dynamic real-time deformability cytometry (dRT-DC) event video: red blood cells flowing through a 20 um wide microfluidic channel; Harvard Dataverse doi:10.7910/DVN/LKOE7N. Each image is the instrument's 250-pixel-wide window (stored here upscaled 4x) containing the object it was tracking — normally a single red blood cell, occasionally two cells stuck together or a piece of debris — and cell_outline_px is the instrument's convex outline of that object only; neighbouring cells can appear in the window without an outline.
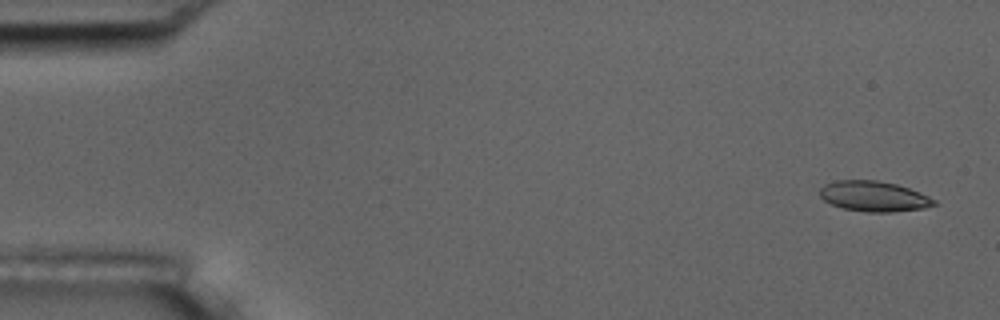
{"species": "common noctule bat (a hibernating species)", "species_latin": "Nyctalus noctula", "temperature_condition": "room temperature", "stored_images_in_passage": 6, "camera_frame_rate_fps": 3000, "um_per_image_px": 0.085, "animal": {"sex": "male", "body_mass_g": 17.5, "forearm_length_mm": 52.3}, "frame": {"image": 1, "passage_image": 1, "time_ms": 0.0, "image_size_px": [1000, 320], "cell_outline_px": [[936, 204], [924, 208], [892, 212], [868, 212], [840, 208], [824, 200], [820, 196], [820, 188], [824, 184], [836, 180], [876, 180], [896, 184], [920, 192], [936, 200]], "centroid_in_image_um": [74.26, 16.68], "position_along_channel_um": 10.7, "area_um2": 20.23}}